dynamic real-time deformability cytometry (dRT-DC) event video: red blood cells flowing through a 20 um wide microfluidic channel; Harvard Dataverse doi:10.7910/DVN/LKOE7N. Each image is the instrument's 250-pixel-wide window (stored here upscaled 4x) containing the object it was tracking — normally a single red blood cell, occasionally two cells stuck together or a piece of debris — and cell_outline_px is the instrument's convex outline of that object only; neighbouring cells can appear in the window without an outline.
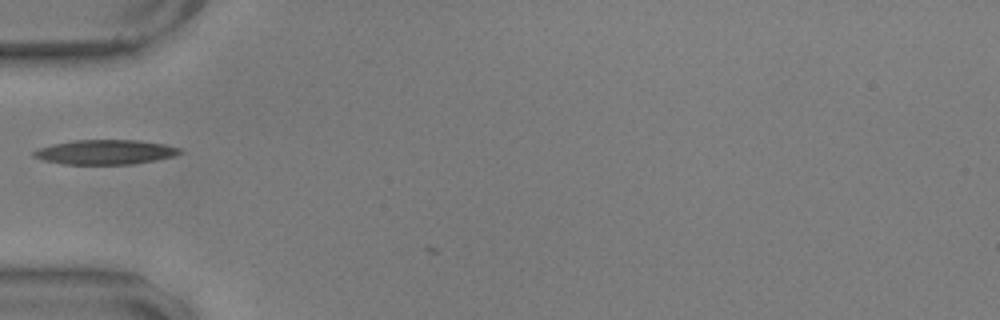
{"species": "common noctule bat (a hibernating species)", "species_latin": "Nyctalus noctula", "temperature_condition": "warm", "stored_images_in_passage": 3, "camera_frame_rate_fps": 3000, "um_per_image_px": 0.085, "animal": {"sex": "male", "body_mass_g": 17.9, "forearm_length_mm": 54.2}, "frame": {"image": 1, "passage_image": 2, "time_ms": 0.333, "image_size_px": [1000, 320], "cell_outline_px": [[184, 152], [172, 156], [156, 160], [132, 164], [64, 164], [44, 160], [32, 156], [32, 152], [40, 148], [52, 144], [76, 140], [136, 140], [164, 144], [180, 148]], "centroid_in_image_um": [8.95, 12.93], "position_along_channel_um": 76.0, "area_um2": 20.81}}